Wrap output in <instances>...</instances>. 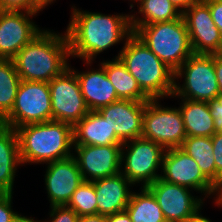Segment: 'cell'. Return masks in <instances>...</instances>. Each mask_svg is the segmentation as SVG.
I'll list each match as a JSON object with an SVG mask.
<instances>
[{"label":"cell","instance_id":"4316f807","mask_svg":"<svg viewBox=\"0 0 222 222\" xmlns=\"http://www.w3.org/2000/svg\"><path fill=\"white\" fill-rule=\"evenodd\" d=\"M20 77L11 59H0V119L3 120L12 110Z\"/></svg>","mask_w":222,"mask_h":222},{"label":"cell","instance_id":"e0dca14e","mask_svg":"<svg viewBox=\"0 0 222 222\" xmlns=\"http://www.w3.org/2000/svg\"><path fill=\"white\" fill-rule=\"evenodd\" d=\"M145 102L117 100L97 111L123 141L141 138Z\"/></svg>","mask_w":222,"mask_h":222},{"label":"cell","instance_id":"e575fe53","mask_svg":"<svg viewBox=\"0 0 222 222\" xmlns=\"http://www.w3.org/2000/svg\"><path fill=\"white\" fill-rule=\"evenodd\" d=\"M214 68L218 81L220 97L222 98V57L218 54H214Z\"/></svg>","mask_w":222,"mask_h":222},{"label":"cell","instance_id":"60d3db41","mask_svg":"<svg viewBox=\"0 0 222 222\" xmlns=\"http://www.w3.org/2000/svg\"><path fill=\"white\" fill-rule=\"evenodd\" d=\"M13 222H39L38 220H34V218L32 217H25V216H22L20 215L15 221Z\"/></svg>","mask_w":222,"mask_h":222},{"label":"cell","instance_id":"d6a6232c","mask_svg":"<svg viewBox=\"0 0 222 222\" xmlns=\"http://www.w3.org/2000/svg\"><path fill=\"white\" fill-rule=\"evenodd\" d=\"M210 114L214 119V125L217 132L222 133V98H214L209 102Z\"/></svg>","mask_w":222,"mask_h":222},{"label":"cell","instance_id":"4dcf8cb0","mask_svg":"<svg viewBox=\"0 0 222 222\" xmlns=\"http://www.w3.org/2000/svg\"><path fill=\"white\" fill-rule=\"evenodd\" d=\"M49 217L51 219L39 222H78L79 216L67 205L50 207Z\"/></svg>","mask_w":222,"mask_h":222},{"label":"cell","instance_id":"ee69618b","mask_svg":"<svg viewBox=\"0 0 222 222\" xmlns=\"http://www.w3.org/2000/svg\"><path fill=\"white\" fill-rule=\"evenodd\" d=\"M3 126V121L0 119V128Z\"/></svg>","mask_w":222,"mask_h":222},{"label":"cell","instance_id":"ab89813d","mask_svg":"<svg viewBox=\"0 0 222 222\" xmlns=\"http://www.w3.org/2000/svg\"><path fill=\"white\" fill-rule=\"evenodd\" d=\"M217 197H213L215 204L222 208V184L217 188Z\"/></svg>","mask_w":222,"mask_h":222},{"label":"cell","instance_id":"9a60e30c","mask_svg":"<svg viewBox=\"0 0 222 222\" xmlns=\"http://www.w3.org/2000/svg\"><path fill=\"white\" fill-rule=\"evenodd\" d=\"M147 188L155 196L167 222H180L203 207L204 197L193 196L192 189L158 178ZM196 197V198H195Z\"/></svg>","mask_w":222,"mask_h":222},{"label":"cell","instance_id":"f35d334b","mask_svg":"<svg viewBox=\"0 0 222 222\" xmlns=\"http://www.w3.org/2000/svg\"><path fill=\"white\" fill-rule=\"evenodd\" d=\"M78 222H107V216H103L100 214L81 216V217H79Z\"/></svg>","mask_w":222,"mask_h":222},{"label":"cell","instance_id":"8992f818","mask_svg":"<svg viewBox=\"0 0 222 222\" xmlns=\"http://www.w3.org/2000/svg\"><path fill=\"white\" fill-rule=\"evenodd\" d=\"M174 92L170 98L209 102L220 97L214 68V54H192L175 71ZM183 80L181 85L179 79ZM177 80V81H176Z\"/></svg>","mask_w":222,"mask_h":222},{"label":"cell","instance_id":"277c9868","mask_svg":"<svg viewBox=\"0 0 222 222\" xmlns=\"http://www.w3.org/2000/svg\"><path fill=\"white\" fill-rule=\"evenodd\" d=\"M118 57L150 99H166L173 95L175 72L134 34L124 44Z\"/></svg>","mask_w":222,"mask_h":222},{"label":"cell","instance_id":"836d02e7","mask_svg":"<svg viewBox=\"0 0 222 222\" xmlns=\"http://www.w3.org/2000/svg\"><path fill=\"white\" fill-rule=\"evenodd\" d=\"M211 13V17L222 34V0H204Z\"/></svg>","mask_w":222,"mask_h":222},{"label":"cell","instance_id":"74e56055","mask_svg":"<svg viewBox=\"0 0 222 222\" xmlns=\"http://www.w3.org/2000/svg\"><path fill=\"white\" fill-rule=\"evenodd\" d=\"M174 7H176L181 13L189 8L197 0H169Z\"/></svg>","mask_w":222,"mask_h":222},{"label":"cell","instance_id":"f546056e","mask_svg":"<svg viewBox=\"0 0 222 222\" xmlns=\"http://www.w3.org/2000/svg\"><path fill=\"white\" fill-rule=\"evenodd\" d=\"M211 140L215 158V187L218 188L222 184V133L216 132Z\"/></svg>","mask_w":222,"mask_h":222},{"label":"cell","instance_id":"484cf974","mask_svg":"<svg viewBox=\"0 0 222 222\" xmlns=\"http://www.w3.org/2000/svg\"><path fill=\"white\" fill-rule=\"evenodd\" d=\"M180 148L197 162L203 175L215 186V158L211 137L188 136Z\"/></svg>","mask_w":222,"mask_h":222},{"label":"cell","instance_id":"30bf717a","mask_svg":"<svg viewBox=\"0 0 222 222\" xmlns=\"http://www.w3.org/2000/svg\"><path fill=\"white\" fill-rule=\"evenodd\" d=\"M48 85L51 94L52 120L74 126L90 111L71 65Z\"/></svg>","mask_w":222,"mask_h":222},{"label":"cell","instance_id":"603a6c76","mask_svg":"<svg viewBox=\"0 0 222 222\" xmlns=\"http://www.w3.org/2000/svg\"><path fill=\"white\" fill-rule=\"evenodd\" d=\"M100 65L105 69L106 75L114 86L119 99L138 102H147L150 100L119 57H115L112 60H103Z\"/></svg>","mask_w":222,"mask_h":222},{"label":"cell","instance_id":"1f68e13d","mask_svg":"<svg viewBox=\"0 0 222 222\" xmlns=\"http://www.w3.org/2000/svg\"><path fill=\"white\" fill-rule=\"evenodd\" d=\"M13 193H0V222H13L21 214L12 209Z\"/></svg>","mask_w":222,"mask_h":222},{"label":"cell","instance_id":"cb8c5ba5","mask_svg":"<svg viewBox=\"0 0 222 222\" xmlns=\"http://www.w3.org/2000/svg\"><path fill=\"white\" fill-rule=\"evenodd\" d=\"M140 190L132 192L125 209L132 222H167L152 192L147 187Z\"/></svg>","mask_w":222,"mask_h":222},{"label":"cell","instance_id":"52a82bcc","mask_svg":"<svg viewBox=\"0 0 222 222\" xmlns=\"http://www.w3.org/2000/svg\"><path fill=\"white\" fill-rule=\"evenodd\" d=\"M164 152L161 145L142 137L126 141L121 149V173L134 186L141 182V187H147L161 176L157 172Z\"/></svg>","mask_w":222,"mask_h":222},{"label":"cell","instance_id":"2e32d148","mask_svg":"<svg viewBox=\"0 0 222 222\" xmlns=\"http://www.w3.org/2000/svg\"><path fill=\"white\" fill-rule=\"evenodd\" d=\"M45 187L50 207L67 205L73 193L83 181L73 156L46 163Z\"/></svg>","mask_w":222,"mask_h":222},{"label":"cell","instance_id":"ffe728a7","mask_svg":"<svg viewBox=\"0 0 222 222\" xmlns=\"http://www.w3.org/2000/svg\"><path fill=\"white\" fill-rule=\"evenodd\" d=\"M124 142L98 111H89L73 126V145H113Z\"/></svg>","mask_w":222,"mask_h":222},{"label":"cell","instance_id":"6da1fadb","mask_svg":"<svg viewBox=\"0 0 222 222\" xmlns=\"http://www.w3.org/2000/svg\"><path fill=\"white\" fill-rule=\"evenodd\" d=\"M71 9L66 27L70 56L82 59L87 66H91L97 55L121 41L125 44L134 34L130 13L107 15L83 11L75 6Z\"/></svg>","mask_w":222,"mask_h":222},{"label":"cell","instance_id":"7402d4cb","mask_svg":"<svg viewBox=\"0 0 222 222\" xmlns=\"http://www.w3.org/2000/svg\"><path fill=\"white\" fill-rule=\"evenodd\" d=\"M179 109L186 137H212L217 132L208 102L181 98Z\"/></svg>","mask_w":222,"mask_h":222},{"label":"cell","instance_id":"d6986e66","mask_svg":"<svg viewBox=\"0 0 222 222\" xmlns=\"http://www.w3.org/2000/svg\"><path fill=\"white\" fill-rule=\"evenodd\" d=\"M98 68L96 70L92 68L85 72L72 69L77 75L82 96L90 111H97L101 107L120 100L106 75L105 69L100 64Z\"/></svg>","mask_w":222,"mask_h":222},{"label":"cell","instance_id":"5b68a950","mask_svg":"<svg viewBox=\"0 0 222 222\" xmlns=\"http://www.w3.org/2000/svg\"><path fill=\"white\" fill-rule=\"evenodd\" d=\"M132 29L134 35L174 72L193 54L183 16L172 21L132 26Z\"/></svg>","mask_w":222,"mask_h":222},{"label":"cell","instance_id":"83f0119b","mask_svg":"<svg viewBox=\"0 0 222 222\" xmlns=\"http://www.w3.org/2000/svg\"><path fill=\"white\" fill-rule=\"evenodd\" d=\"M67 206L73 209L79 217L97 215V201L93 182L83 180L73 193Z\"/></svg>","mask_w":222,"mask_h":222},{"label":"cell","instance_id":"ba28073f","mask_svg":"<svg viewBox=\"0 0 222 222\" xmlns=\"http://www.w3.org/2000/svg\"><path fill=\"white\" fill-rule=\"evenodd\" d=\"M2 121L15 130L27 124L52 121L48 82L21 80L13 108Z\"/></svg>","mask_w":222,"mask_h":222},{"label":"cell","instance_id":"7bdbcfd3","mask_svg":"<svg viewBox=\"0 0 222 222\" xmlns=\"http://www.w3.org/2000/svg\"><path fill=\"white\" fill-rule=\"evenodd\" d=\"M220 57H222V45L220 51L217 53Z\"/></svg>","mask_w":222,"mask_h":222},{"label":"cell","instance_id":"d4e9b609","mask_svg":"<svg viewBox=\"0 0 222 222\" xmlns=\"http://www.w3.org/2000/svg\"><path fill=\"white\" fill-rule=\"evenodd\" d=\"M137 3L138 13L142 17L130 14L131 26L172 21L182 16V13L169 0H138Z\"/></svg>","mask_w":222,"mask_h":222},{"label":"cell","instance_id":"7c38bea8","mask_svg":"<svg viewBox=\"0 0 222 222\" xmlns=\"http://www.w3.org/2000/svg\"><path fill=\"white\" fill-rule=\"evenodd\" d=\"M36 12L0 10V59H13L43 30L33 22Z\"/></svg>","mask_w":222,"mask_h":222},{"label":"cell","instance_id":"b9f144b4","mask_svg":"<svg viewBox=\"0 0 222 222\" xmlns=\"http://www.w3.org/2000/svg\"><path fill=\"white\" fill-rule=\"evenodd\" d=\"M45 7L51 5V3H54L56 0H39Z\"/></svg>","mask_w":222,"mask_h":222},{"label":"cell","instance_id":"4fadbf2b","mask_svg":"<svg viewBox=\"0 0 222 222\" xmlns=\"http://www.w3.org/2000/svg\"><path fill=\"white\" fill-rule=\"evenodd\" d=\"M122 144L74 145L75 158L84 181H95L121 173Z\"/></svg>","mask_w":222,"mask_h":222},{"label":"cell","instance_id":"5bb4252c","mask_svg":"<svg viewBox=\"0 0 222 222\" xmlns=\"http://www.w3.org/2000/svg\"><path fill=\"white\" fill-rule=\"evenodd\" d=\"M182 16L187 26L194 54H217L222 45V34L215 25L208 4L195 1Z\"/></svg>","mask_w":222,"mask_h":222},{"label":"cell","instance_id":"8fae6325","mask_svg":"<svg viewBox=\"0 0 222 222\" xmlns=\"http://www.w3.org/2000/svg\"><path fill=\"white\" fill-rule=\"evenodd\" d=\"M160 171V178L166 182L188 187L205 198L217 195V188L203 175L197 162L180 147L165 149Z\"/></svg>","mask_w":222,"mask_h":222},{"label":"cell","instance_id":"ac0fdd59","mask_svg":"<svg viewBox=\"0 0 222 222\" xmlns=\"http://www.w3.org/2000/svg\"><path fill=\"white\" fill-rule=\"evenodd\" d=\"M92 182L96 193L97 214L109 216L125 211L132 194L130 186L133 187L126 176L119 173Z\"/></svg>","mask_w":222,"mask_h":222},{"label":"cell","instance_id":"7a4b0ae2","mask_svg":"<svg viewBox=\"0 0 222 222\" xmlns=\"http://www.w3.org/2000/svg\"><path fill=\"white\" fill-rule=\"evenodd\" d=\"M43 29L12 59L20 80L50 82L69 67L70 49L64 34Z\"/></svg>","mask_w":222,"mask_h":222},{"label":"cell","instance_id":"8d00e7d4","mask_svg":"<svg viewBox=\"0 0 222 222\" xmlns=\"http://www.w3.org/2000/svg\"><path fill=\"white\" fill-rule=\"evenodd\" d=\"M202 207L195 212L193 215L186 217L180 222H212L209 218L202 216L201 212Z\"/></svg>","mask_w":222,"mask_h":222},{"label":"cell","instance_id":"9c48e42d","mask_svg":"<svg viewBox=\"0 0 222 222\" xmlns=\"http://www.w3.org/2000/svg\"><path fill=\"white\" fill-rule=\"evenodd\" d=\"M160 99L145 102L141 137L161 145L164 149L181 147L186 139L179 107H164Z\"/></svg>","mask_w":222,"mask_h":222},{"label":"cell","instance_id":"d590c367","mask_svg":"<svg viewBox=\"0 0 222 222\" xmlns=\"http://www.w3.org/2000/svg\"><path fill=\"white\" fill-rule=\"evenodd\" d=\"M107 222H132V220L126 211H122L107 216Z\"/></svg>","mask_w":222,"mask_h":222},{"label":"cell","instance_id":"f1b7e54d","mask_svg":"<svg viewBox=\"0 0 222 222\" xmlns=\"http://www.w3.org/2000/svg\"><path fill=\"white\" fill-rule=\"evenodd\" d=\"M45 6L39 0H0V10H23L39 13Z\"/></svg>","mask_w":222,"mask_h":222},{"label":"cell","instance_id":"44dd1931","mask_svg":"<svg viewBox=\"0 0 222 222\" xmlns=\"http://www.w3.org/2000/svg\"><path fill=\"white\" fill-rule=\"evenodd\" d=\"M20 165L17 132L3 125L0 128V193H13L16 170Z\"/></svg>","mask_w":222,"mask_h":222},{"label":"cell","instance_id":"3957f363","mask_svg":"<svg viewBox=\"0 0 222 222\" xmlns=\"http://www.w3.org/2000/svg\"><path fill=\"white\" fill-rule=\"evenodd\" d=\"M20 160L25 165L46 164L71 157L73 126L60 121L27 124L16 129Z\"/></svg>","mask_w":222,"mask_h":222}]
</instances>
